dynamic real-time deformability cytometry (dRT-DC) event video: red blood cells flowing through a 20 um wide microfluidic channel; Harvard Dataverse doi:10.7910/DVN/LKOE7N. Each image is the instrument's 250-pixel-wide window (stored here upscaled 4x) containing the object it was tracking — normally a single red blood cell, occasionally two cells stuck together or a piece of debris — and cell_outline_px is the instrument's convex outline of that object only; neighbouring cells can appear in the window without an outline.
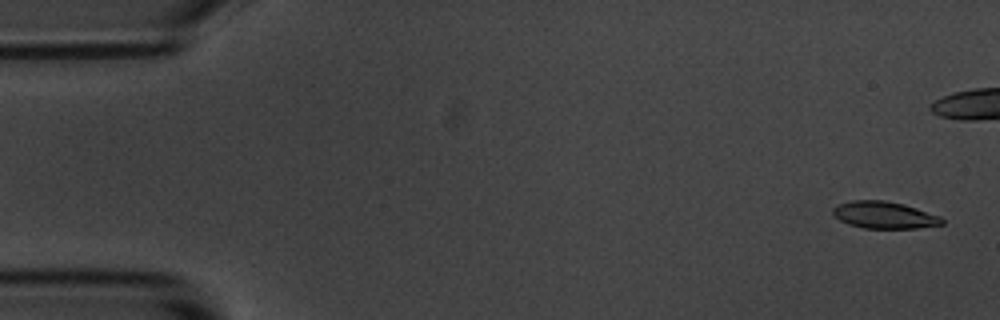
{"species": "common noctule bat (a hibernating species)", "species_latin": "Nyctalus noctula", "temperature_condition": "room temperature", "stored_images_in_passage": 5, "camera_frame_rate_fps": 3000, "um_per_image_px": 0.085, "animal": {"sex": "male", "body_mass_g": 20.1, "forearm_length_mm": 53.5}, "frame": {"image": 1, "passage_image": 1, "time_ms": 0.0, "image_size_px": [1000, 320], "cell_outline_px": [[944, 224], [916, 228], [864, 228], [848, 224], [840, 220], [832, 212], [832, 208], [840, 204], [852, 200], [884, 200], [904, 204], [940, 216], [944, 220]], "centroid_in_image_um": [75.17, 18.27], "position_along_channel_um": 9.8, "area_um2": 17.05}}